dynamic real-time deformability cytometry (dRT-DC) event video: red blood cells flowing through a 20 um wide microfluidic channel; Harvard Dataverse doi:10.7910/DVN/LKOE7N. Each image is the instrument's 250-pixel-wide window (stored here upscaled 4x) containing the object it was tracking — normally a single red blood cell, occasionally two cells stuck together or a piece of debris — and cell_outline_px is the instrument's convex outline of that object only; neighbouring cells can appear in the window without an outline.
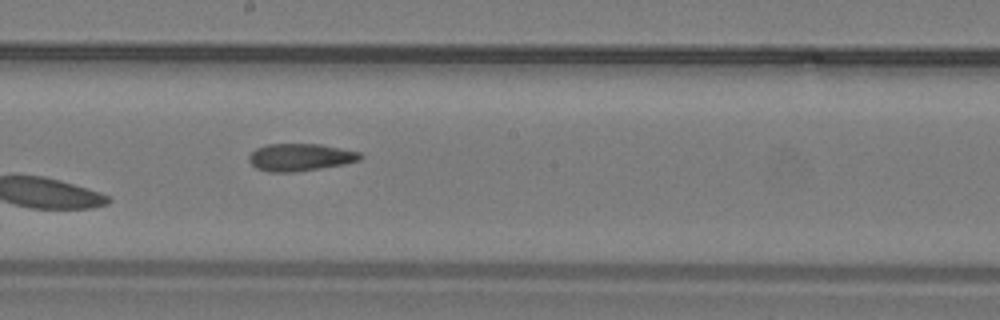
{"species": "common noctule bat (a hibernating species)", "species_latin": "Nyctalus noctula", "temperature_condition": "warm", "stored_images_in_passage": 12, "camera_frame_rate_fps": 3000, "um_per_image_px": 0.085, "animal": {"sex": "male", "body_mass_g": 19.2, "forearm_length_mm": 51.8}, "frame": {"image": 1, "passage_image": 12, "time_ms": 3.667, "image_size_px": [1000, 320], "cell_outline_px": [[364, 156], [360, 160], [344, 164], [296, 172], [268, 172], [256, 168], [248, 160], [248, 156], [256, 148], [268, 144], [320, 144], [360, 152]], "centroid_in_image_um": [25.51, 13.37], "position_along_channel_um": 222.7, "area_um2": 17.8}}